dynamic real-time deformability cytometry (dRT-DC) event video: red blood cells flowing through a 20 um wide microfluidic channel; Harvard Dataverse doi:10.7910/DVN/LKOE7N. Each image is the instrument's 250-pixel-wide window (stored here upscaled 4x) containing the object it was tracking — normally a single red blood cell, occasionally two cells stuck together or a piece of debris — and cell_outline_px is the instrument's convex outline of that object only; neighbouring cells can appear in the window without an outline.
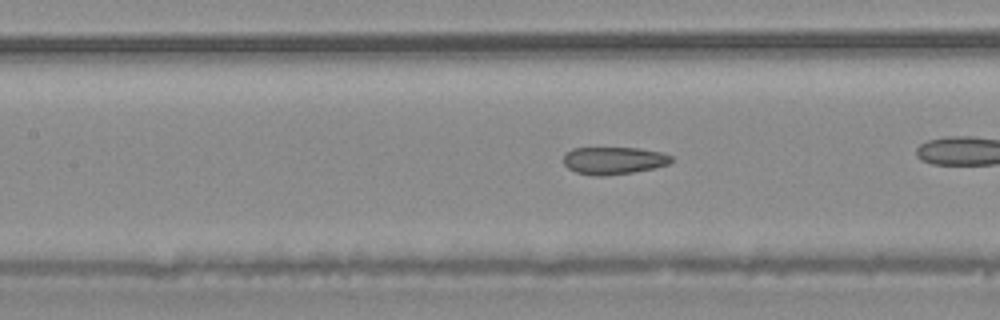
{"species": "common noctule bat (a hibernating species)", "species_latin": "Nyctalus noctula", "temperature_condition": "warm", "stored_images_in_passage": 35, "camera_frame_rate_fps": 3000, "um_per_image_px": 0.085, "animal": {"sex": "male", "body_mass_g": 20.4}, "frame": {"image": 1, "passage_image": 20, "time_ms": 6.333, "image_size_px": [1000, 320], "cell_outline_px": [[672, 160], [668, 164], [656, 168], [632, 172], [604, 176], [592, 176], [576, 172], [568, 168], [564, 164], [564, 152], [572, 148], [640, 148], [660, 152], [672, 156]], "centroid_in_image_um": [52.14, 13.64], "position_along_channel_um": 155.3, "area_um2": 17.34}}